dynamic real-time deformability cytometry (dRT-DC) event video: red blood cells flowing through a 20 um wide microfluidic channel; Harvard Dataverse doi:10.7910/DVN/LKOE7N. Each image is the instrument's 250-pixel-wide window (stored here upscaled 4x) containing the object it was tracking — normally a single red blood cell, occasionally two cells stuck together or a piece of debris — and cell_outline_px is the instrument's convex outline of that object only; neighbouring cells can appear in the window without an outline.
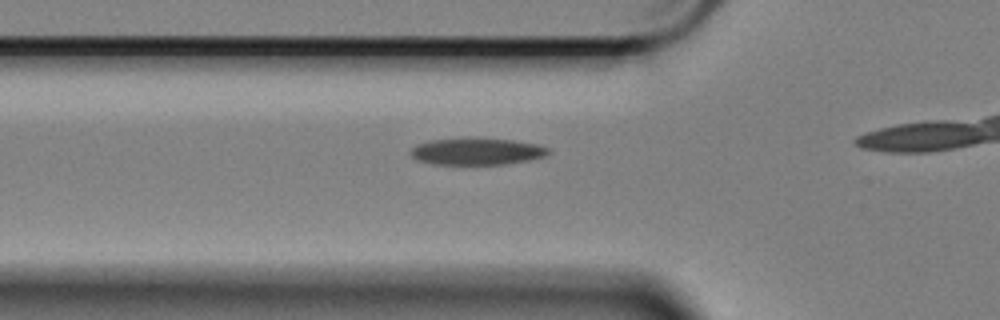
{"species": "Egyptian fruit bat (a non-hibernating species)", "species_latin": "Rousettus aegyptiacus", "temperature_condition": "cold", "stored_images_in_passage": 21, "camera_frame_rate_fps": 3000, "um_per_image_px": 0.085, "animal": {"sex": "female"}, "frame": {"image": 1, "passage_image": 12, "time_ms": 3.667, "image_size_px": [1000, 320], "cell_outline_px": [[552, 152], [544, 156], [528, 160], [504, 164], [432, 164], [416, 160], [408, 152], [416, 144], [428, 140], [468, 136], [512, 140], [536, 144], [552, 148]], "centroid_in_image_um": [40.49, 12.84], "position_along_channel_um": 85.3, "area_um2": 22.2}}
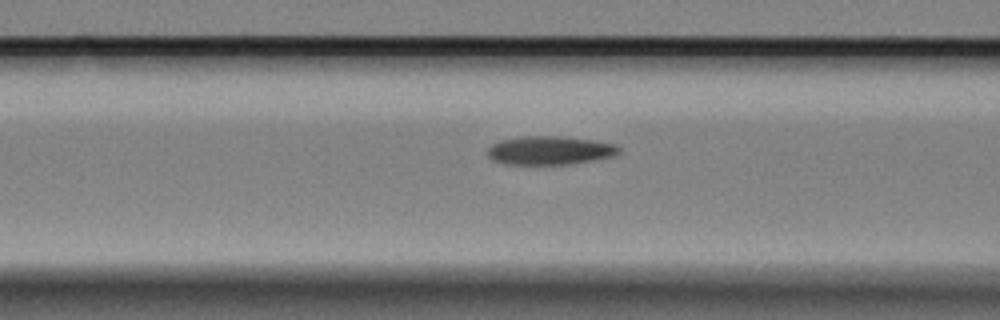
{"frame": {"image": 2, "passage_image": 15, "time_ms": 4.667, "image_size_px": [1000, 320], "cell_outline_px": [[620, 152], [616, 156], [572, 164], [504, 164], [492, 160], [488, 156], [488, 148], [492, 144], [500, 140], [524, 136], [556, 136], [596, 140], [616, 144], [620, 148]], "centroid_in_image_um": [46.77, 12.78], "position_along_channel_um": 119.8, "area_um2": 22.08}}
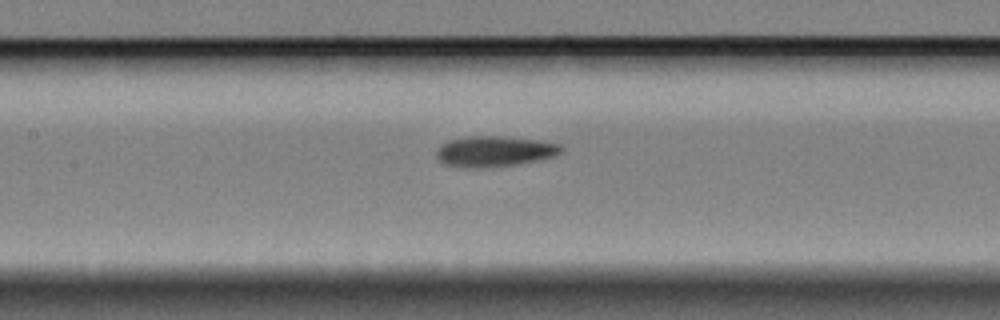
{"frame": {"image": 3, "passage_image": 19, "time_ms": 6.0, "image_size_px": [1000, 320], "cell_outline_px": [[564, 152], [556, 156], [516, 164], [484, 168], [468, 168], [444, 164], [436, 156], [436, 148], [440, 144], [448, 140], [468, 136], [500, 136], [540, 140], [560, 144], [564, 148]], "centroid_in_image_um": [42.03, 12.86], "position_along_channel_um": 165.4, "area_um2": 22.54}}